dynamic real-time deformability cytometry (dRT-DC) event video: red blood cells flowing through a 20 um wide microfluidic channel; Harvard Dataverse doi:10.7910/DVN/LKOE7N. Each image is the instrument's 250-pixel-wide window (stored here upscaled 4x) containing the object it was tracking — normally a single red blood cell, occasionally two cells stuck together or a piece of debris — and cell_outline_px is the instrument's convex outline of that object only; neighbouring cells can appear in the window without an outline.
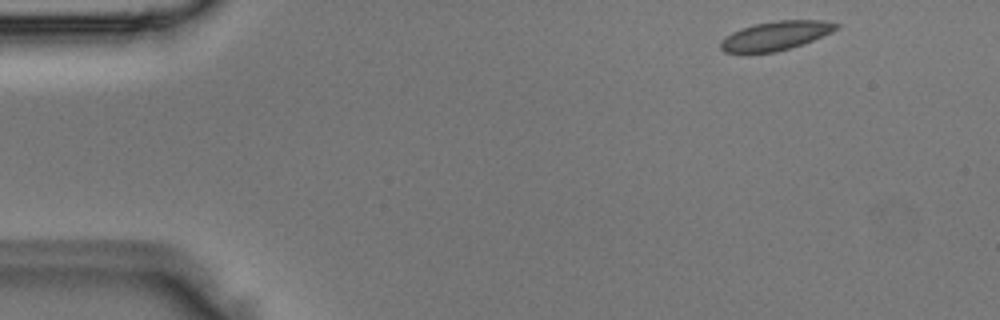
{"species": "Egyptian fruit bat (a non-hibernating species)", "species_latin": "Rousettus aegyptiacus", "temperature_condition": "room temperature", "stored_images_in_passage": 4, "camera_frame_rate_fps": 3000, "um_per_image_px": 0.085, "animal": {"sex": "male"}, "frame": {"image": 1, "passage_image": 1, "time_ms": 0.0, "image_size_px": [1000, 320], "cell_outline_px": [[840, 28], [832, 32], [812, 40], [776, 52], [724, 52], [720, 48], [720, 40], [732, 32], [740, 28], [756, 24], [776, 20], [824, 20], [840, 24]], "centroid_in_image_um": [65.94, 3.02], "position_along_channel_um": 19.1, "area_um2": 19.36}}